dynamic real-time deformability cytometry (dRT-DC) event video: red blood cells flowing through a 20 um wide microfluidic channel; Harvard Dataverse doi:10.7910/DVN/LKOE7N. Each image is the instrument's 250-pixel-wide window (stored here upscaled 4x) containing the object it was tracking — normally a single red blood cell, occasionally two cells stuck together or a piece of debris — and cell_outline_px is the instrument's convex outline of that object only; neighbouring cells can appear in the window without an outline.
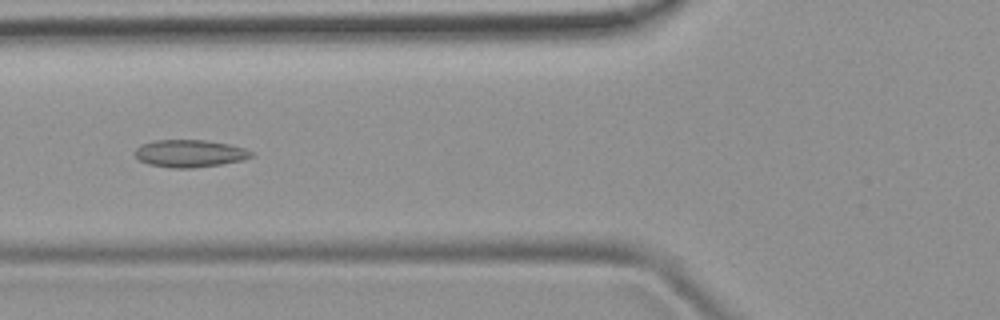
{"species": "common noctule bat (a hibernating species)", "species_latin": "Nyctalus noctula", "temperature_condition": "room temperature", "stored_images_in_passage": 4, "camera_frame_rate_fps": 3000, "um_per_image_px": 0.085, "animal": {"sex": "female", "body_mass_g": 19.9}, "frame": {"image": 1, "passage_image": 4, "time_ms": 4.333, "image_size_px": [1000, 320], "cell_outline_px": [[252, 156], [244, 160], [220, 164], [192, 168], [172, 168], [148, 164], [140, 160], [136, 156], [136, 148], [140, 144], [156, 140], [204, 140], [228, 144], [244, 148], [252, 152]], "centroid_in_image_um": [16.12, 13.04], "position_along_channel_um": 109.7, "area_um2": 18.44}}